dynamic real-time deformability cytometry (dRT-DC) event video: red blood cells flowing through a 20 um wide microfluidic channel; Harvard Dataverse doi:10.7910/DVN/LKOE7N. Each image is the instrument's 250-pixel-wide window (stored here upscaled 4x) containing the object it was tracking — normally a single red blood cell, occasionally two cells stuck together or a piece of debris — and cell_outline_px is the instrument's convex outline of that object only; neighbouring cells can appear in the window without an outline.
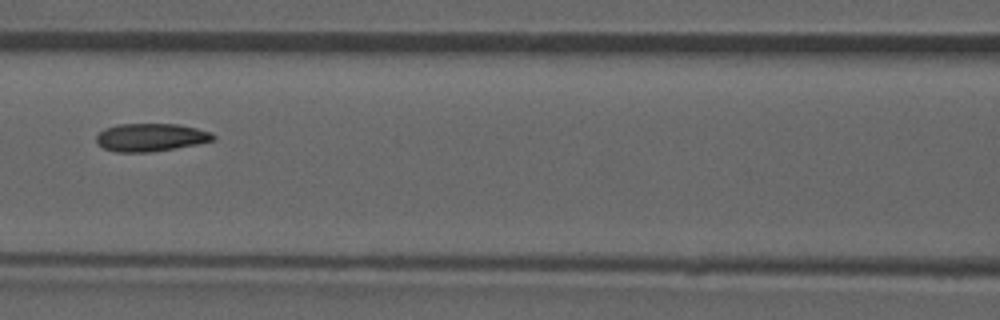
{"species": "common noctule bat (a hibernating species)", "species_latin": "Nyctalus noctula", "temperature_condition": "room temperature", "stored_images_in_passage": 52, "camera_frame_rate_fps": 3000, "um_per_image_px": 0.085, "animal": {"sex": "male", "forearm_length_mm": 52.5}, "frame": {"image": 1, "passage_image": 23, "time_ms": 7.333, "image_size_px": [1000, 320], "cell_outline_px": [[216, 136], [212, 140], [196, 144], [148, 152], [116, 152], [104, 148], [96, 140], [96, 136], [100, 132], [108, 128], [120, 124], [176, 124], [196, 128], [208, 132]], "centroid_in_image_um": [12.79, 11.67], "position_along_channel_um": 153.8, "area_um2": 18.5}, "authors_computed_cell_mechanics": {"area_um2": 18.6405, "velocity_mm_per_s": 3.9551, "shape_relaxation_time_tau1_ms": null, "shape_relaxation_time_tau2_ms": 2.4551, "deformation_change_tau1": null, "deformation_change_tau2": 0.0902}}